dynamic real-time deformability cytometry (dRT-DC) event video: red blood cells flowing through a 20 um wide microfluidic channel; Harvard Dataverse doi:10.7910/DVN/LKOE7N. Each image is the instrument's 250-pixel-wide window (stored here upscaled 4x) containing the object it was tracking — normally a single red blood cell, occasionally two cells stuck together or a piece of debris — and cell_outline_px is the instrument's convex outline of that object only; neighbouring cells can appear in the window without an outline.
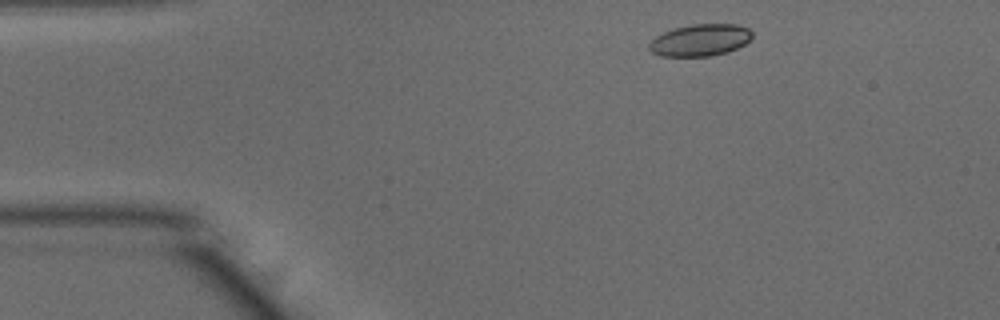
{"species": "common noctule bat (a hibernating species)", "species_latin": "Nyctalus noctula", "temperature_condition": "warm", "stored_images_in_passage": 46, "camera_frame_rate_fps": 3000, "um_per_image_px": 0.085, "animal": {"sex": "male", "body_mass_g": 15.6}, "frame": {"image": 1, "passage_image": 3, "time_ms": 0.667, "image_size_px": [1000, 320], "cell_outline_px": [[752, 36], [744, 44], [728, 52], [712, 56], [660, 56], [652, 52], [648, 48], [648, 44], [656, 36], [664, 32], [676, 28], [692, 24], [736, 24], [748, 28], [752, 32]], "centroid_in_image_um": [59.51, 3.41], "position_along_channel_um": 25.5, "area_um2": 19.07}}
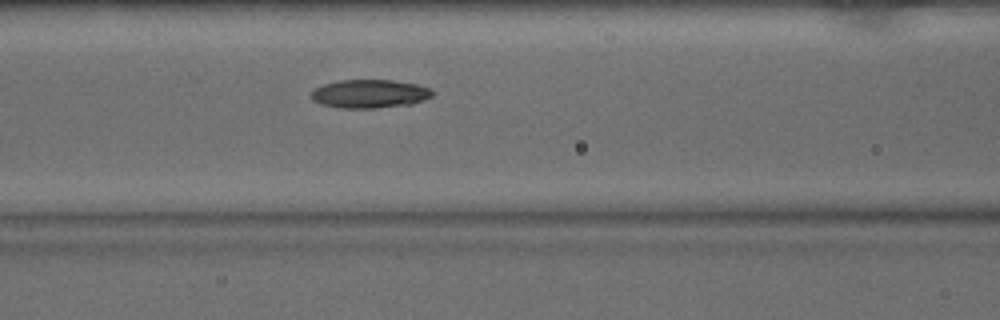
{"frame": {"image": 2, "passage_image": 16, "time_ms": 5.0, "image_size_px": [1000, 320], "cell_outline_px": [[436, 92], [432, 96], [424, 100], [412, 104], [376, 108], [340, 108], [320, 104], [312, 100], [312, 92], [316, 88], [324, 84], [340, 80], [392, 80], [416, 84], [428, 88]], "centroid_in_image_um": [31.44, 7.98], "position_along_channel_um": 135.2, "area_um2": 20.11}}
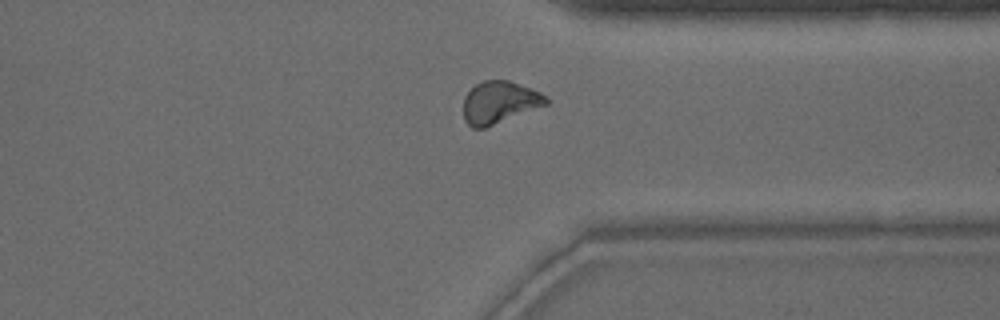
{"frame": {"image": 3, "passage_image": 34, "time_ms": 11.0, "image_size_px": [1000, 320], "cell_outline_px": [[548, 104], [484, 128], [472, 128], [464, 120], [464, 96], [476, 84], [484, 80], [508, 80], [540, 92], [548, 100]], "centroid_in_image_um": [42.43, 8.7], "position_along_channel_um": 369.0, "area_um2": 20.06}, "authors_computed_cell_mechanics": {"area_um2": 19.9699, "velocity_mm_per_s": 3.9227, "shape_relaxation_time_tau1_ms": 4.6855, "shape_relaxation_time_tau2_ms": 3.6846, "deformation_change_tau1": 0.1529, "deformation_change_tau2": 0.1005}}